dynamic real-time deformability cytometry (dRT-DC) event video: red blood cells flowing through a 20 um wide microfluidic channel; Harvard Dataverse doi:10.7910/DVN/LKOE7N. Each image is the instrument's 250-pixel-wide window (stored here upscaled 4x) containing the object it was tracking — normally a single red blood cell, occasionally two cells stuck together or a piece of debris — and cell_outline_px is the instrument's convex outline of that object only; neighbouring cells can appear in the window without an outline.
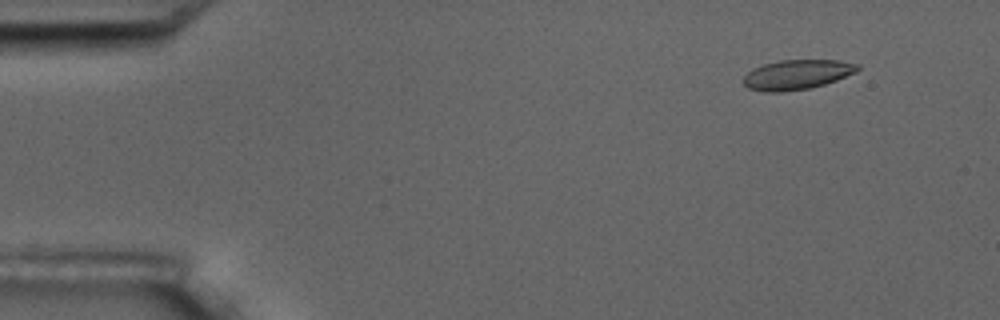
{"species": "common noctule bat (a hibernating species)", "species_latin": "Nyctalus noctula", "temperature_condition": "room temperature", "stored_images_in_passage": 8, "camera_frame_rate_fps": 3000, "um_per_image_px": 0.085, "animal": {"sex": "male", "body_mass_g": 17.5, "forearm_length_mm": 52.3}, "frame": {"image": 1, "passage_image": 1, "time_ms": 0.0, "image_size_px": [1000, 320], "cell_outline_px": [[860, 68], [856, 72], [836, 80], [824, 84], [808, 88], [784, 92], [764, 92], [748, 88], [740, 80], [752, 68], [764, 64], [780, 60], [840, 60], [860, 64]], "centroid_in_image_um": [67.72, 6.34], "position_along_channel_um": 17.3, "area_um2": 19.94}}
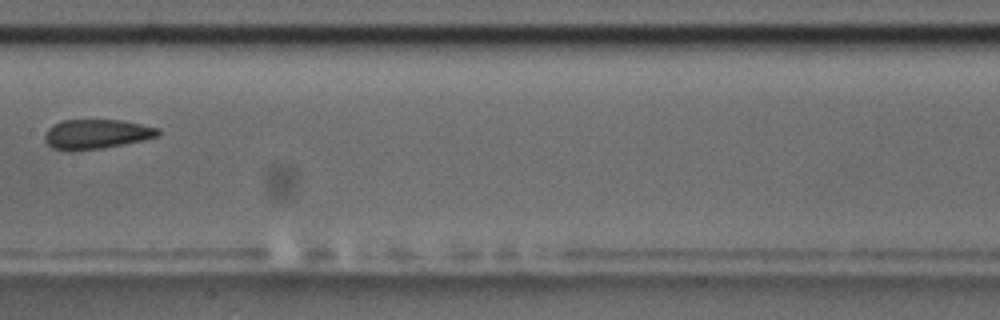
{"frame": {"image": 2, "passage_image": 7, "time_ms": 8.0, "image_size_px": [1000, 320], "cell_outline_px": [[160, 132], [156, 136], [140, 140], [100, 148], [72, 152], [52, 148], [44, 140], [44, 136], [48, 128], [52, 124], [64, 120], [120, 120], [160, 128]], "centroid_in_image_um": [8.12, 11.4], "position_along_channel_um": 199.3, "area_um2": 19.36}}
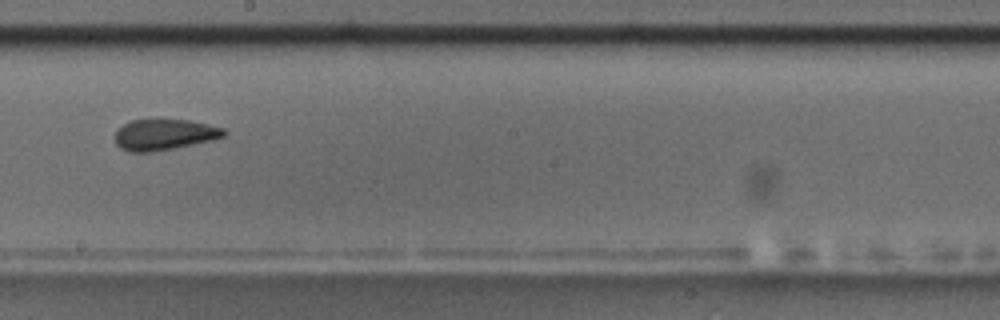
{"frame": {"image": 3, "passage_image": 8, "time_ms": 9.0, "image_size_px": [1000, 320], "cell_outline_px": [[228, 132], [224, 136], [212, 140], [152, 152], [128, 152], [120, 148], [116, 144], [116, 132], [124, 124], [132, 120], [188, 120], [208, 124], [224, 128]], "centroid_in_image_um": [13.98, 11.45], "position_along_channel_um": 234.2, "area_um2": 19.42}}